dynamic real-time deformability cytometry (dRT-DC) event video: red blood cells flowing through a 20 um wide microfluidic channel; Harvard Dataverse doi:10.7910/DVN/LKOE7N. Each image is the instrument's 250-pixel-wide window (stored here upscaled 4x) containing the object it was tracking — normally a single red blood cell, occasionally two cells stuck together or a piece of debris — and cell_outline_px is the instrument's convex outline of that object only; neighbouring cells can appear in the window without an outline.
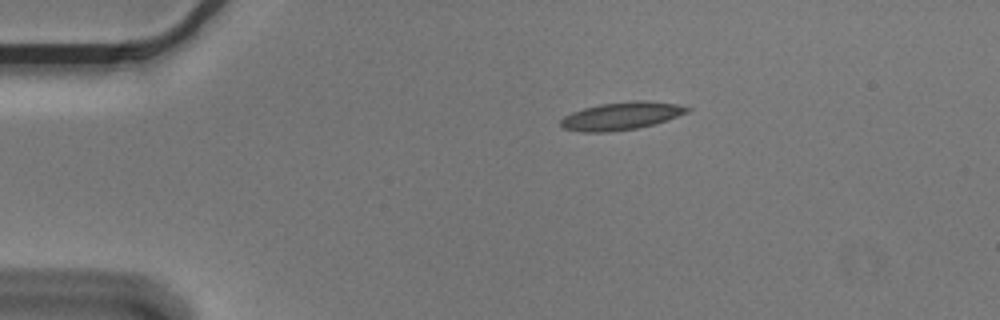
{"species": "Egyptian fruit bat (a non-hibernating species)", "species_latin": "Rousettus aegyptiacus", "temperature_condition": "cold", "stored_images_in_passage": 4, "camera_frame_rate_fps": 3000, "um_per_image_px": 0.085, "animal": {"sex": "male"}, "frame": {"image": 1, "passage_image": 1, "time_ms": 0.0, "image_size_px": [1000, 320], "cell_outline_px": [[692, 108], [688, 112], [652, 124], [636, 128], [608, 132], [580, 132], [564, 128], [560, 124], [560, 120], [564, 116], [572, 112], [584, 108], [600, 104], [632, 100], [644, 100], [676, 104]], "centroid_in_image_um": [52.77, 9.85], "position_along_channel_um": 32.2, "area_um2": 20.23}}
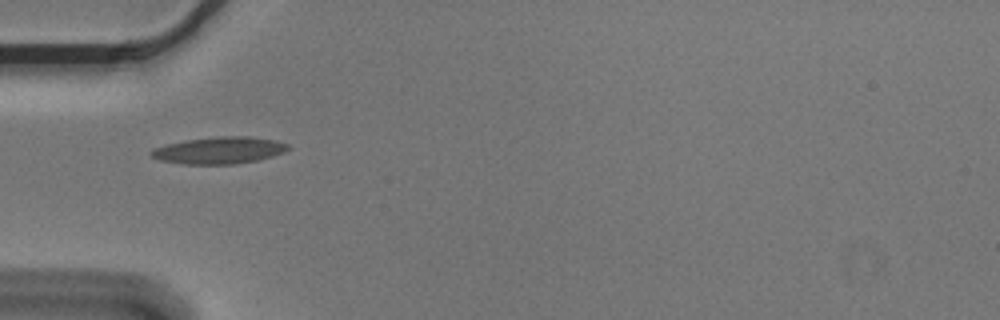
{"frame": {"image": 2, "passage_image": 3, "time_ms": 0.667, "image_size_px": [1000, 320], "cell_outline_px": [[292, 148], [284, 152], [272, 156], [256, 160], [236, 164], [184, 164], [160, 160], [152, 156], [148, 152], [152, 148], [184, 140], [220, 136], [248, 136], [276, 140], [288, 144]], "centroid_in_image_um": [18.64, 12.77], "position_along_channel_um": 66.4, "area_um2": 21.5}}
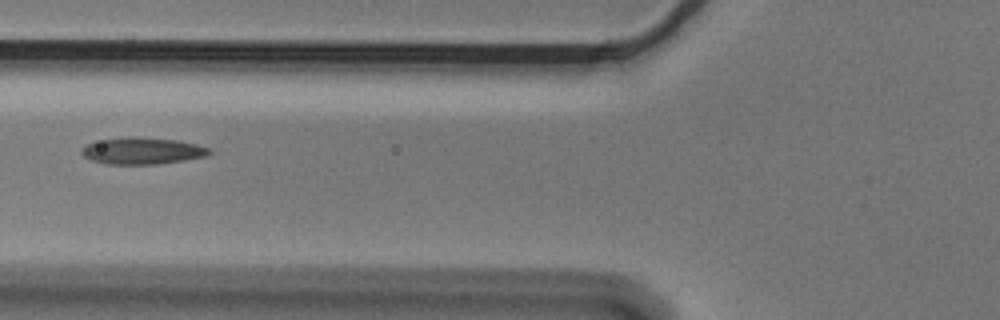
{"frame": {"image": 3, "passage_image": 4, "time_ms": 1.0, "image_size_px": [1000, 320], "cell_outline_px": [[212, 152], [208, 156], [184, 160], [156, 164], [108, 164], [92, 160], [84, 156], [80, 152], [88, 144], [100, 140], [128, 136], [140, 136], [176, 140], [196, 144], [212, 148]], "centroid_in_image_um": [12.15, 12.81], "position_along_channel_um": 113.6, "area_um2": 19.94}}